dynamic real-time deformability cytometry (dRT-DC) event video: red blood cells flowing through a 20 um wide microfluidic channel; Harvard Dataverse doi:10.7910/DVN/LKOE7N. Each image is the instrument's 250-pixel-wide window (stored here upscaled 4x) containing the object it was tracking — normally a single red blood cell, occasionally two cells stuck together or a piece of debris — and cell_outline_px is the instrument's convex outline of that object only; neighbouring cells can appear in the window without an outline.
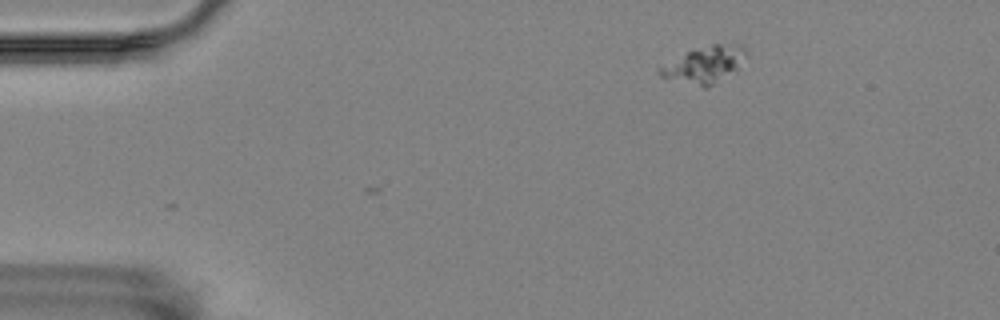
{"species": "Egyptian fruit bat (a non-hibernating species)", "species_latin": "Rousettus aegyptiacus", "temperature_condition": "room temperature", "stored_images_in_passage": 2, "camera_frame_rate_fps": 3000, "um_per_image_px": 0.085, "animal": {"sex": "female"}, "frame": {"image": 1, "passage_image": 2, "time_ms": 0.333, "image_size_px": [1000, 320], "cell_outline_px": [[748, 56], [736, 68], [708, 88], [704, 88], [660, 76], [656, 72], [656, 68], [688, 52], [712, 44], [740, 44], [748, 52]], "centroid_in_image_um": [59.88, 5.5], "position_along_channel_um": 25.1, "area_um2": 18.03}}